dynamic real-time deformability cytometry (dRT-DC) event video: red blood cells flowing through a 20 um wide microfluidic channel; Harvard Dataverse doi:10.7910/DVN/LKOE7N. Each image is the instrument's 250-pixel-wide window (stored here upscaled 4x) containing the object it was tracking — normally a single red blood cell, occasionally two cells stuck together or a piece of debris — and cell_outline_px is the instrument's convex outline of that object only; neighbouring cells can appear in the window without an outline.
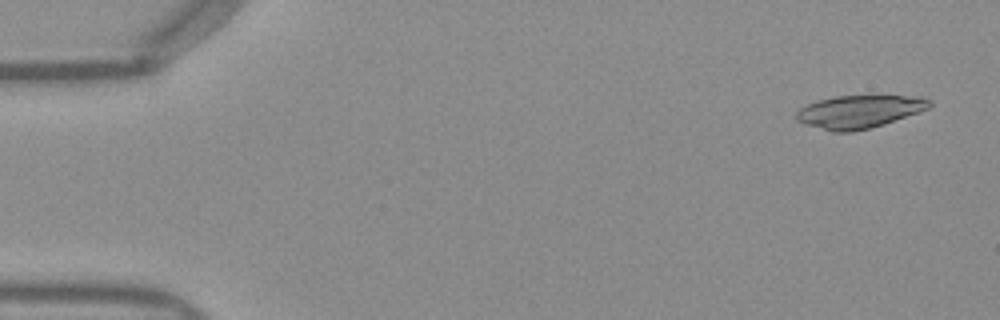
{"species": "Egyptian fruit bat (a non-hibernating species)", "species_latin": "Rousettus aegyptiacus", "temperature_condition": "warm", "stored_images_in_passage": 50, "segment_of_instrument_passage": [1, 2], "camera_frame_rate_fps": 3000, "um_per_image_px": 0.085, "frame": {"image": 1, "passage_image": 1, "time_ms": 0.0, "image_size_px": [1000, 320], "cell_outline_px": [[932, 104], [928, 108], [884, 124], [872, 128], [852, 132], [832, 132], [804, 124], [796, 120], [796, 112], [804, 104], [816, 100], [836, 96], [924, 96], [932, 100]], "centroid_in_image_um": [73.0, 9.49], "position_along_channel_um": 12.0, "area_um2": 25.72}}
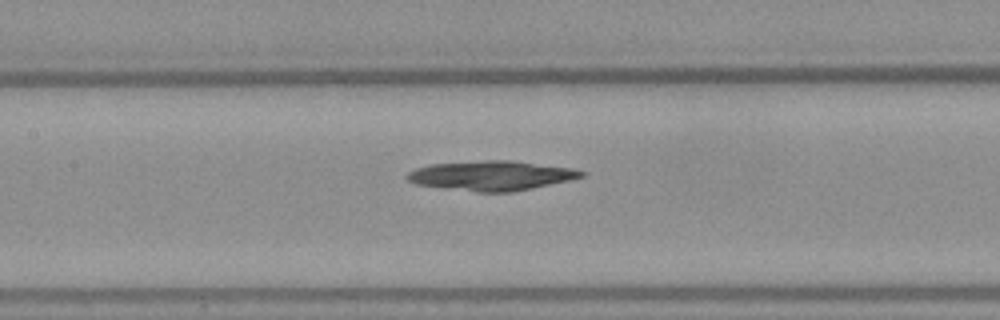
{"frame": {"image": 2, "passage_image": 22, "time_ms": 7.0, "image_size_px": [1000, 320], "cell_outline_px": [[588, 172], [584, 176], [568, 180], [532, 188], [512, 192], [476, 192], [416, 184], [408, 180], [404, 176], [408, 172], [416, 168], [432, 164], [488, 160], [508, 160], [572, 168]], "centroid_in_image_um": [41.76, 14.93], "position_along_channel_um": 165.6, "area_um2": 29.82}}
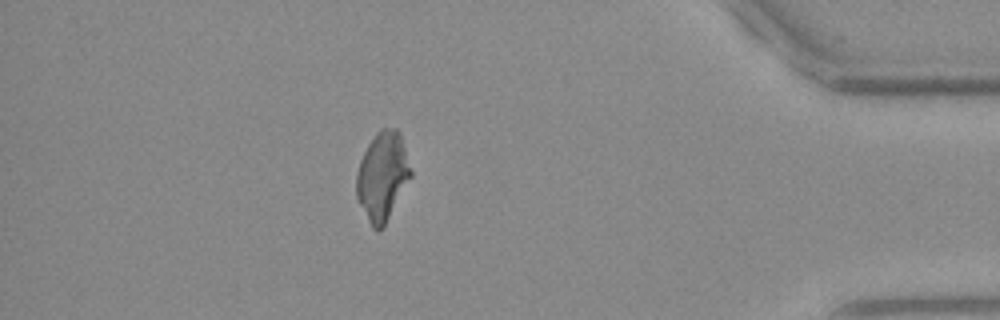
{"frame": {"image": 3, "passage_image": 43, "time_ms": 14.0, "image_size_px": [1000, 320], "cell_outline_px": [[412, 176], [384, 224], [376, 232], [372, 228], [356, 200], [356, 172], [360, 160], [368, 144], [376, 132], [380, 128], [396, 128], [400, 132], [412, 172]], "centroid_in_image_um": [32.48, 14.96], "position_along_channel_um": 402.7, "area_um2": 27.98}}